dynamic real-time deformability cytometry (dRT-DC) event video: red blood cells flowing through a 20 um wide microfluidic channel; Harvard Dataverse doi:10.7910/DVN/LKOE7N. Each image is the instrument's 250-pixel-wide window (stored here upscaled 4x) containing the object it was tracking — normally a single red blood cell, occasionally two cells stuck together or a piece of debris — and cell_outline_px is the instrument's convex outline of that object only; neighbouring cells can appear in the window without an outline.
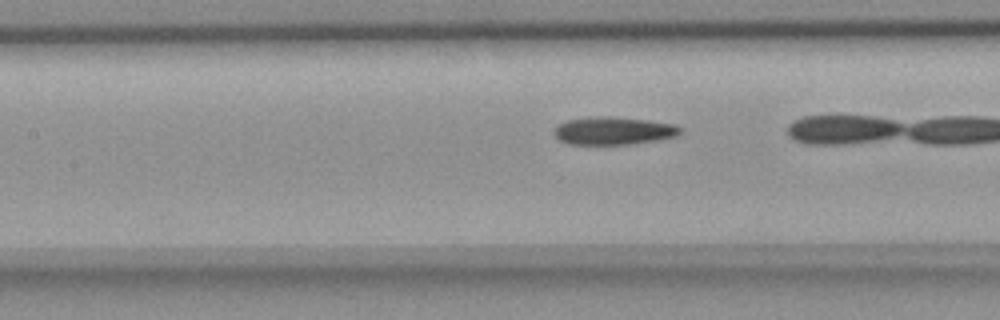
{"species": "common noctule bat (a hibernating species)", "species_latin": "Nyctalus noctula", "temperature_condition": "room temperature", "stored_images_in_passage": 27, "camera_frame_rate_fps": 3000, "um_per_image_px": 0.085, "animal": {"sex": "female", "body_mass_g": 18.4}, "frame": {"image": 1, "passage_image": 22, "time_ms": 7.0, "image_size_px": [1000, 320], "cell_outline_px": [[680, 132], [676, 136], [660, 140], [632, 144], [568, 144], [560, 140], [552, 132], [560, 124], [568, 120], [596, 116], [608, 116], [648, 120], [676, 124], [680, 128]], "centroid_in_image_um": [52.17, 11.12], "position_along_channel_um": 155.2, "area_um2": 20.4}}